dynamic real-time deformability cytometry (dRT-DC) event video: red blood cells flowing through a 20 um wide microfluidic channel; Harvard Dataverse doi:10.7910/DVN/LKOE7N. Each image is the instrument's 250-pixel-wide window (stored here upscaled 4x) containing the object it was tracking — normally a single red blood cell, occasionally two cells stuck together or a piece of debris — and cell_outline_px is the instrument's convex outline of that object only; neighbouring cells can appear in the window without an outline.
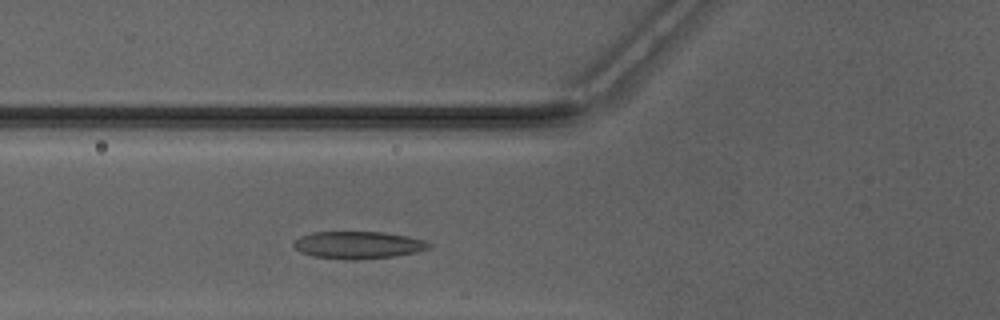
{"species": "Egyptian fruit bat (a non-hibernating species)", "species_latin": "Rousettus aegyptiacus", "temperature_condition": "warm", "stored_images_in_passage": 29, "camera_frame_rate_fps": 3000, "um_per_image_px": 0.085, "animal": {"sex": "male"}, "frame": {"image": 1, "passage_image": 7, "time_ms": 2.0, "image_size_px": [1000, 320], "cell_outline_px": [[432, 248], [416, 252], [396, 256], [356, 260], [344, 260], [312, 256], [300, 252], [292, 244], [300, 236], [312, 232], [384, 232], [408, 236], [424, 240], [432, 244]], "centroid_in_image_um": [30.46, 20.83], "position_along_channel_um": 95.3, "area_um2": 21.79}}
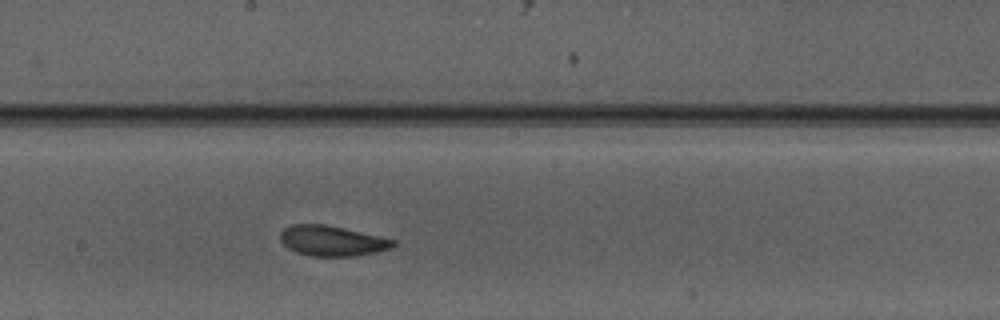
{"frame": {"image": 2, "passage_image": 16, "time_ms": 5.0, "image_size_px": [1000, 320], "cell_outline_px": [[396, 244], [392, 248], [376, 252], [356, 256], [312, 256], [296, 252], [288, 248], [280, 240], [280, 232], [284, 228], [292, 224], [324, 224], [344, 228], [380, 236], [396, 240]], "centroid_in_image_um": [28.23, 20.47], "position_along_channel_um": 220.0, "area_um2": 20.0}}
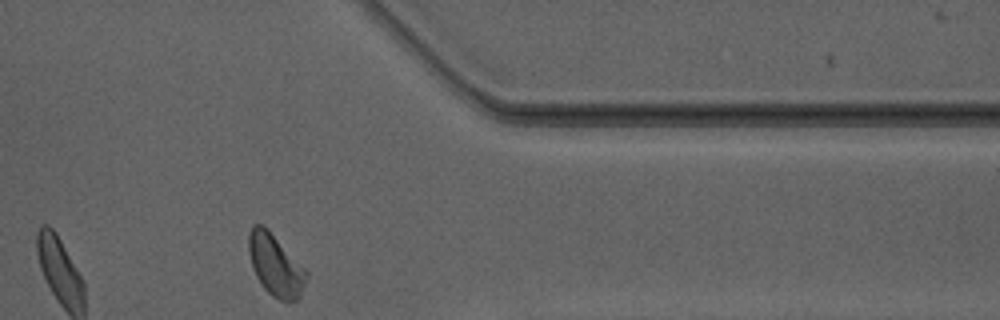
{"frame": {"image": 3, "passage_image": 29, "time_ms": 9.333, "image_size_px": [1000, 320], "cell_outline_px": [[308, 276], [300, 296], [296, 300], [280, 300], [272, 296], [264, 288], [256, 276], [248, 252], [248, 232], [252, 224], [264, 224], [268, 228], [308, 272]], "centroid_in_image_um": [23.4, 22.49], "position_along_channel_um": 388.0, "area_um2": 20.69}, "authors_computed_cell_mechanics": {"area_um2": 20.4612, "velocity_mm_per_s": 4.1536, "shape_relaxation_time_tau1_ms": 3.76, "shape_relaxation_time_tau2_ms": 1.3031, "deformation_change_tau1": 0.1291, "deformation_change_tau2": 0.0705}}